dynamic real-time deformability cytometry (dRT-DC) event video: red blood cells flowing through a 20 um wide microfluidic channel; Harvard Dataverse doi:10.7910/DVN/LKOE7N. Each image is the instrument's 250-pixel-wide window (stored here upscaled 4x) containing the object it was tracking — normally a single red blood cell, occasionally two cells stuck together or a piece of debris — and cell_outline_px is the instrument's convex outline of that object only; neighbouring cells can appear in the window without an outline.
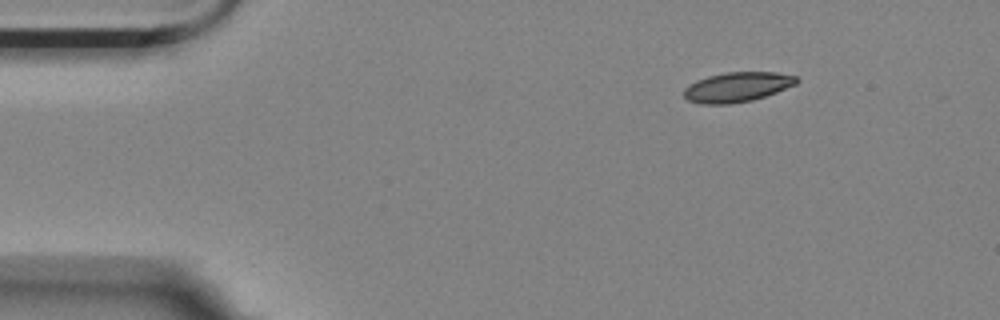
{"species": "Egyptian fruit bat (a non-hibernating species)", "species_latin": "Rousettus aegyptiacus", "temperature_condition": "room temperature", "stored_images_in_passage": 5, "camera_frame_rate_fps": 3000, "um_per_image_px": 0.085, "animal": {"sex": "female"}, "frame": {"image": 1, "passage_image": 5, "time_ms": 1.333, "image_size_px": [1000, 320], "cell_outline_px": [[800, 80], [796, 84], [776, 92], [752, 100], [728, 104], [700, 104], [688, 100], [684, 96], [684, 88], [688, 84], [696, 80], [708, 76], [724, 72], [776, 72], [796, 76]], "centroid_in_image_um": [62.64, 7.39], "position_along_channel_um": 22.4, "area_um2": 19.59}}